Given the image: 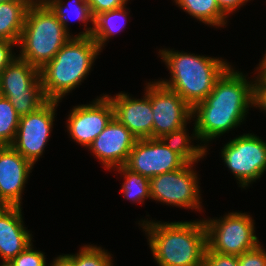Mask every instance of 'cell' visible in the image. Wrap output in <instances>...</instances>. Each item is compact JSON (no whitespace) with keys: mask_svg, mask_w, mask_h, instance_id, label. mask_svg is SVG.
<instances>
[{"mask_svg":"<svg viewBox=\"0 0 266 266\" xmlns=\"http://www.w3.org/2000/svg\"><path fill=\"white\" fill-rule=\"evenodd\" d=\"M247 80L245 74L230 65L205 100L192 108L195 133L206 149L209 144L205 143L237 128L247 117L249 107H254L255 79Z\"/></svg>","mask_w":266,"mask_h":266,"instance_id":"obj_1","label":"cell"},{"mask_svg":"<svg viewBox=\"0 0 266 266\" xmlns=\"http://www.w3.org/2000/svg\"><path fill=\"white\" fill-rule=\"evenodd\" d=\"M138 224L158 266H203L207 248L203 219L170 223L147 219Z\"/></svg>","mask_w":266,"mask_h":266,"instance_id":"obj_2","label":"cell"},{"mask_svg":"<svg viewBox=\"0 0 266 266\" xmlns=\"http://www.w3.org/2000/svg\"><path fill=\"white\" fill-rule=\"evenodd\" d=\"M161 59L170 71V80H158L176 92L193 108L212 92L217 79L230 66L223 59L173 51H159Z\"/></svg>","mask_w":266,"mask_h":266,"instance_id":"obj_3","label":"cell"},{"mask_svg":"<svg viewBox=\"0 0 266 266\" xmlns=\"http://www.w3.org/2000/svg\"><path fill=\"white\" fill-rule=\"evenodd\" d=\"M101 52L91 36L71 37L40 69L42 89L47 100L60 101L89 75Z\"/></svg>","mask_w":266,"mask_h":266,"instance_id":"obj_4","label":"cell"},{"mask_svg":"<svg viewBox=\"0 0 266 266\" xmlns=\"http://www.w3.org/2000/svg\"><path fill=\"white\" fill-rule=\"evenodd\" d=\"M74 35L58 21L56 14L44 1H33L25 14L24 27L17 46V55L41 69Z\"/></svg>","mask_w":266,"mask_h":266,"instance_id":"obj_5","label":"cell"},{"mask_svg":"<svg viewBox=\"0 0 266 266\" xmlns=\"http://www.w3.org/2000/svg\"><path fill=\"white\" fill-rule=\"evenodd\" d=\"M0 93L11 102L20 117L36 111L47 101L40 69L20 57H15L1 73Z\"/></svg>","mask_w":266,"mask_h":266,"instance_id":"obj_6","label":"cell"},{"mask_svg":"<svg viewBox=\"0 0 266 266\" xmlns=\"http://www.w3.org/2000/svg\"><path fill=\"white\" fill-rule=\"evenodd\" d=\"M203 220L210 251L239 256L260 243L255 235L254 220L247 213L230 212L223 218Z\"/></svg>","mask_w":266,"mask_h":266,"instance_id":"obj_7","label":"cell"},{"mask_svg":"<svg viewBox=\"0 0 266 266\" xmlns=\"http://www.w3.org/2000/svg\"><path fill=\"white\" fill-rule=\"evenodd\" d=\"M221 157L239 187H248L266 171V142L255 134L245 133L227 142Z\"/></svg>","mask_w":266,"mask_h":266,"instance_id":"obj_8","label":"cell"},{"mask_svg":"<svg viewBox=\"0 0 266 266\" xmlns=\"http://www.w3.org/2000/svg\"><path fill=\"white\" fill-rule=\"evenodd\" d=\"M186 163L182 168L150 178V199L184 209L202 211L199 180L193 165Z\"/></svg>","mask_w":266,"mask_h":266,"instance_id":"obj_9","label":"cell"},{"mask_svg":"<svg viewBox=\"0 0 266 266\" xmlns=\"http://www.w3.org/2000/svg\"><path fill=\"white\" fill-rule=\"evenodd\" d=\"M59 102L47 100L36 111L20 117L16 137L11 146L33 165L42 156L49 141Z\"/></svg>","mask_w":266,"mask_h":266,"instance_id":"obj_10","label":"cell"},{"mask_svg":"<svg viewBox=\"0 0 266 266\" xmlns=\"http://www.w3.org/2000/svg\"><path fill=\"white\" fill-rule=\"evenodd\" d=\"M148 98L153 112V138L179 130L192 119V108L158 81L148 82Z\"/></svg>","mask_w":266,"mask_h":266,"instance_id":"obj_11","label":"cell"},{"mask_svg":"<svg viewBox=\"0 0 266 266\" xmlns=\"http://www.w3.org/2000/svg\"><path fill=\"white\" fill-rule=\"evenodd\" d=\"M185 164L186 162L159 138H145L136 141L125 166L150 179L180 169Z\"/></svg>","mask_w":266,"mask_h":266,"instance_id":"obj_12","label":"cell"},{"mask_svg":"<svg viewBox=\"0 0 266 266\" xmlns=\"http://www.w3.org/2000/svg\"><path fill=\"white\" fill-rule=\"evenodd\" d=\"M68 116L66 127L69 136L87 149L114 117V108L103 94L90 104L75 106Z\"/></svg>","mask_w":266,"mask_h":266,"instance_id":"obj_13","label":"cell"},{"mask_svg":"<svg viewBox=\"0 0 266 266\" xmlns=\"http://www.w3.org/2000/svg\"><path fill=\"white\" fill-rule=\"evenodd\" d=\"M136 138L115 117L88 147L93 155L101 161L106 169H114L125 165L129 153L134 147Z\"/></svg>","mask_w":266,"mask_h":266,"instance_id":"obj_14","label":"cell"},{"mask_svg":"<svg viewBox=\"0 0 266 266\" xmlns=\"http://www.w3.org/2000/svg\"><path fill=\"white\" fill-rule=\"evenodd\" d=\"M33 164L12 146H0V202L21 206L22 193Z\"/></svg>","mask_w":266,"mask_h":266,"instance_id":"obj_15","label":"cell"},{"mask_svg":"<svg viewBox=\"0 0 266 266\" xmlns=\"http://www.w3.org/2000/svg\"><path fill=\"white\" fill-rule=\"evenodd\" d=\"M143 99L132 98L127 93L105 94L114 108V117L122 123L136 138H153V112L148 98V83Z\"/></svg>","mask_w":266,"mask_h":266,"instance_id":"obj_16","label":"cell"},{"mask_svg":"<svg viewBox=\"0 0 266 266\" xmlns=\"http://www.w3.org/2000/svg\"><path fill=\"white\" fill-rule=\"evenodd\" d=\"M21 206L0 208V257L9 263L32 243V234L24 227Z\"/></svg>","mask_w":266,"mask_h":266,"instance_id":"obj_17","label":"cell"},{"mask_svg":"<svg viewBox=\"0 0 266 266\" xmlns=\"http://www.w3.org/2000/svg\"><path fill=\"white\" fill-rule=\"evenodd\" d=\"M127 7L122 6L111 11L102 12L94 17V24L85 28V32H80L76 37H89L97 43L100 50L112 36L121 32L125 27L127 19ZM126 10V11H125Z\"/></svg>","mask_w":266,"mask_h":266,"instance_id":"obj_18","label":"cell"},{"mask_svg":"<svg viewBox=\"0 0 266 266\" xmlns=\"http://www.w3.org/2000/svg\"><path fill=\"white\" fill-rule=\"evenodd\" d=\"M32 0H12L0 3V40L19 41L25 14Z\"/></svg>","mask_w":266,"mask_h":266,"instance_id":"obj_19","label":"cell"},{"mask_svg":"<svg viewBox=\"0 0 266 266\" xmlns=\"http://www.w3.org/2000/svg\"><path fill=\"white\" fill-rule=\"evenodd\" d=\"M193 128L194 133L191 134L192 137L189 136V133L187 134L186 126H184L179 130L162 135L159 139L171 151L178 154L186 163H197L207 154V149L203 145H191V142L194 139H198L197 134L195 133V124Z\"/></svg>","mask_w":266,"mask_h":266,"instance_id":"obj_20","label":"cell"},{"mask_svg":"<svg viewBox=\"0 0 266 266\" xmlns=\"http://www.w3.org/2000/svg\"><path fill=\"white\" fill-rule=\"evenodd\" d=\"M174 2L177 7L204 24L213 27H223L227 24L228 17L220 10L216 0H174Z\"/></svg>","mask_w":266,"mask_h":266,"instance_id":"obj_21","label":"cell"},{"mask_svg":"<svg viewBox=\"0 0 266 266\" xmlns=\"http://www.w3.org/2000/svg\"><path fill=\"white\" fill-rule=\"evenodd\" d=\"M70 1V2H69ZM67 4L63 0H44V2L51 8V10L56 14L58 21L64 26L65 30L69 32L68 21L71 16H75L77 20L84 23V27L90 22L94 24V17L92 16L90 7L86 0H69ZM76 18H74L76 20Z\"/></svg>","mask_w":266,"mask_h":266,"instance_id":"obj_22","label":"cell"},{"mask_svg":"<svg viewBox=\"0 0 266 266\" xmlns=\"http://www.w3.org/2000/svg\"><path fill=\"white\" fill-rule=\"evenodd\" d=\"M123 175L125 181L122 183L121 191L125 197L132 203H143L145 199H150L149 178L133 172L125 165L115 168Z\"/></svg>","mask_w":266,"mask_h":266,"instance_id":"obj_23","label":"cell"},{"mask_svg":"<svg viewBox=\"0 0 266 266\" xmlns=\"http://www.w3.org/2000/svg\"><path fill=\"white\" fill-rule=\"evenodd\" d=\"M20 116L11 102L0 96V146H11L15 140Z\"/></svg>","mask_w":266,"mask_h":266,"instance_id":"obj_24","label":"cell"},{"mask_svg":"<svg viewBox=\"0 0 266 266\" xmlns=\"http://www.w3.org/2000/svg\"><path fill=\"white\" fill-rule=\"evenodd\" d=\"M68 255L74 260L75 266H113L111 254L92 244L80 247L79 253Z\"/></svg>","mask_w":266,"mask_h":266,"instance_id":"obj_25","label":"cell"},{"mask_svg":"<svg viewBox=\"0 0 266 266\" xmlns=\"http://www.w3.org/2000/svg\"><path fill=\"white\" fill-rule=\"evenodd\" d=\"M32 246V243L28 245L8 264L10 266H47L44 253L34 250Z\"/></svg>","mask_w":266,"mask_h":266,"instance_id":"obj_26","label":"cell"},{"mask_svg":"<svg viewBox=\"0 0 266 266\" xmlns=\"http://www.w3.org/2000/svg\"><path fill=\"white\" fill-rule=\"evenodd\" d=\"M266 249L259 243L238 256L239 266H266Z\"/></svg>","mask_w":266,"mask_h":266,"instance_id":"obj_27","label":"cell"},{"mask_svg":"<svg viewBox=\"0 0 266 266\" xmlns=\"http://www.w3.org/2000/svg\"><path fill=\"white\" fill-rule=\"evenodd\" d=\"M203 266H239L238 256L220 254L206 248Z\"/></svg>","mask_w":266,"mask_h":266,"instance_id":"obj_28","label":"cell"},{"mask_svg":"<svg viewBox=\"0 0 266 266\" xmlns=\"http://www.w3.org/2000/svg\"><path fill=\"white\" fill-rule=\"evenodd\" d=\"M92 16L95 17L96 15L105 12L111 11L113 9L120 8L122 6H126L128 0H86Z\"/></svg>","mask_w":266,"mask_h":266,"instance_id":"obj_29","label":"cell"},{"mask_svg":"<svg viewBox=\"0 0 266 266\" xmlns=\"http://www.w3.org/2000/svg\"><path fill=\"white\" fill-rule=\"evenodd\" d=\"M254 84V107L266 113V76L257 73Z\"/></svg>","mask_w":266,"mask_h":266,"instance_id":"obj_30","label":"cell"},{"mask_svg":"<svg viewBox=\"0 0 266 266\" xmlns=\"http://www.w3.org/2000/svg\"><path fill=\"white\" fill-rule=\"evenodd\" d=\"M16 45L13 41L0 40V75L15 57H17L15 53H12V47Z\"/></svg>","mask_w":266,"mask_h":266,"instance_id":"obj_31","label":"cell"},{"mask_svg":"<svg viewBox=\"0 0 266 266\" xmlns=\"http://www.w3.org/2000/svg\"><path fill=\"white\" fill-rule=\"evenodd\" d=\"M220 10L228 17L229 14H232L235 10L241 7L245 2L249 0H216Z\"/></svg>","mask_w":266,"mask_h":266,"instance_id":"obj_32","label":"cell"},{"mask_svg":"<svg viewBox=\"0 0 266 266\" xmlns=\"http://www.w3.org/2000/svg\"><path fill=\"white\" fill-rule=\"evenodd\" d=\"M50 266H75V263L68 254H65L55 258Z\"/></svg>","mask_w":266,"mask_h":266,"instance_id":"obj_33","label":"cell"},{"mask_svg":"<svg viewBox=\"0 0 266 266\" xmlns=\"http://www.w3.org/2000/svg\"><path fill=\"white\" fill-rule=\"evenodd\" d=\"M256 71L259 74H264L266 72V53L264 54L263 59L261 60V62H259L258 68H256Z\"/></svg>","mask_w":266,"mask_h":266,"instance_id":"obj_34","label":"cell"},{"mask_svg":"<svg viewBox=\"0 0 266 266\" xmlns=\"http://www.w3.org/2000/svg\"><path fill=\"white\" fill-rule=\"evenodd\" d=\"M0 266H10L8 263H1Z\"/></svg>","mask_w":266,"mask_h":266,"instance_id":"obj_35","label":"cell"},{"mask_svg":"<svg viewBox=\"0 0 266 266\" xmlns=\"http://www.w3.org/2000/svg\"><path fill=\"white\" fill-rule=\"evenodd\" d=\"M8 1H12V0H0V3H2V2H8Z\"/></svg>","mask_w":266,"mask_h":266,"instance_id":"obj_36","label":"cell"}]
</instances>
